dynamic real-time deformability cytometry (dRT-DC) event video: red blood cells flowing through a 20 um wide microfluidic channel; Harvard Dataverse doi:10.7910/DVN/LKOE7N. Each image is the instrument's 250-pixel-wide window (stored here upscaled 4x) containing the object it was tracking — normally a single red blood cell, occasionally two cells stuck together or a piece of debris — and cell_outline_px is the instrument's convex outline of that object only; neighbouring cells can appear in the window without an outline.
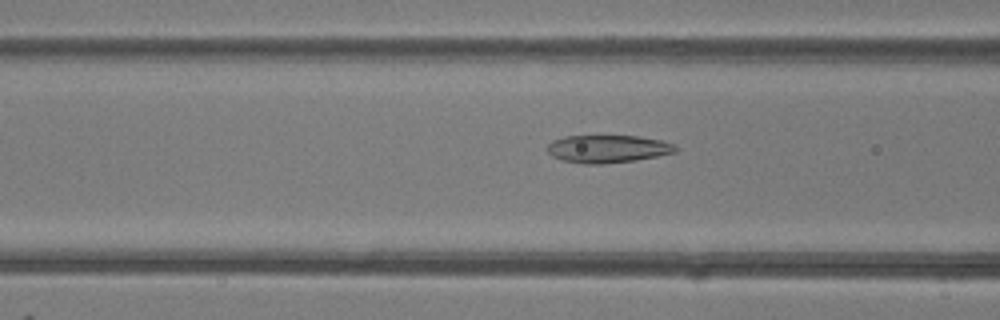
{"species": "common noctule bat (a hibernating species)", "species_latin": "Nyctalus noctula", "temperature_condition": "room temperature", "stored_images_in_passage": 48, "camera_frame_rate_fps": 3000, "um_per_image_px": 0.085, "animal": {"sex": "female"}, "frame": {"image": 1, "passage_image": 19, "time_ms": 6.0, "image_size_px": [1000, 320], "cell_outline_px": [[676, 152], [636, 160], [604, 164], [584, 164], [564, 160], [552, 156], [544, 148], [552, 140], [564, 136], [640, 136], [660, 140], [672, 144], [676, 148]], "centroid_in_image_um": [51.6, 12.65], "position_along_channel_um": 115.0, "area_um2": 20.69}}
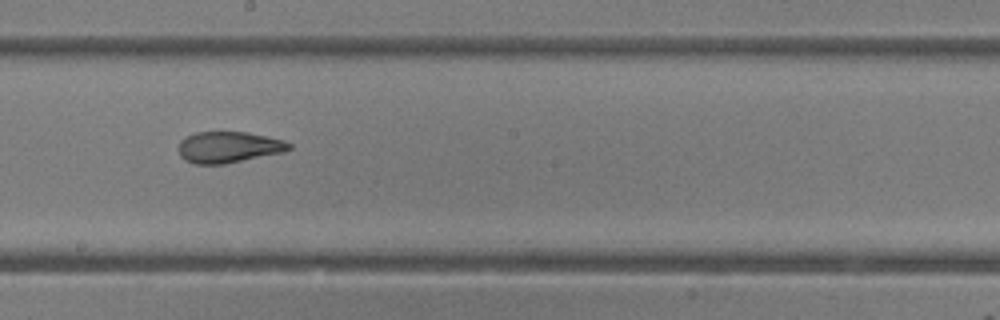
{"frame": {"image": 2, "passage_image": 27, "time_ms": 8.667, "image_size_px": [1000, 320], "cell_outline_px": [[292, 148], [284, 152], [224, 164], [196, 164], [184, 160], [180, 156], [180, 140], [184, 136], [196, 132], [248, 132], [284, 140], [292, 144]], "centroid_in_image_um": [19.44, 12.5], "position_along_channel_um": 228.8, "area_um2": 20.17}}
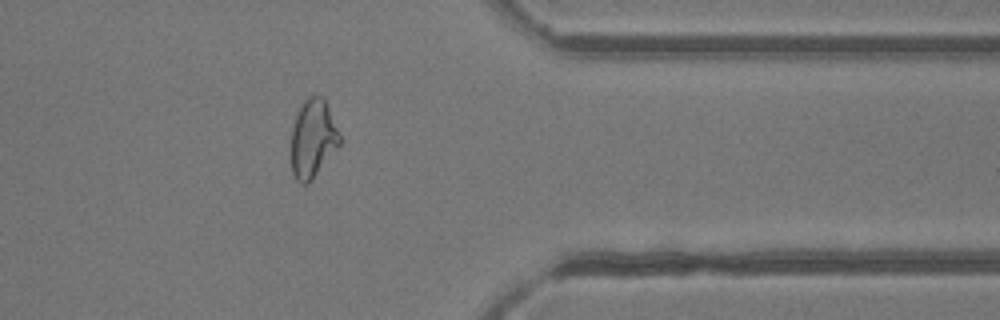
{"frame": {"image": 3, "passage_image": 39, "time_ms": 12.667, "image_size_px": [1000, 320], "cell_outline_px": [[340, 144], [312, 180], [308, 184], [300, 184], [296, 180], [292, 172], [292, 128], [296, 116], [304, 100], [308, 96], [320, 96], [324, 100], [328, 108], [340, 136]], "centroid_in_image_um": [26.58, 11.82], "position_along_channel_um": 384.8, "area_um2": 21.68}, "authors_computed_cell_mechanics": {"area_um2": 22.9466, "velocity_mm_per_s": 4.2575, "shape_relaxation_time_tau1_ms": 9.1168, "shape_relaxation_time_tau2_ms": 1.4172, "deformation_change_tau1": 0.267, "deformation_change_tau2": 0.0743}}